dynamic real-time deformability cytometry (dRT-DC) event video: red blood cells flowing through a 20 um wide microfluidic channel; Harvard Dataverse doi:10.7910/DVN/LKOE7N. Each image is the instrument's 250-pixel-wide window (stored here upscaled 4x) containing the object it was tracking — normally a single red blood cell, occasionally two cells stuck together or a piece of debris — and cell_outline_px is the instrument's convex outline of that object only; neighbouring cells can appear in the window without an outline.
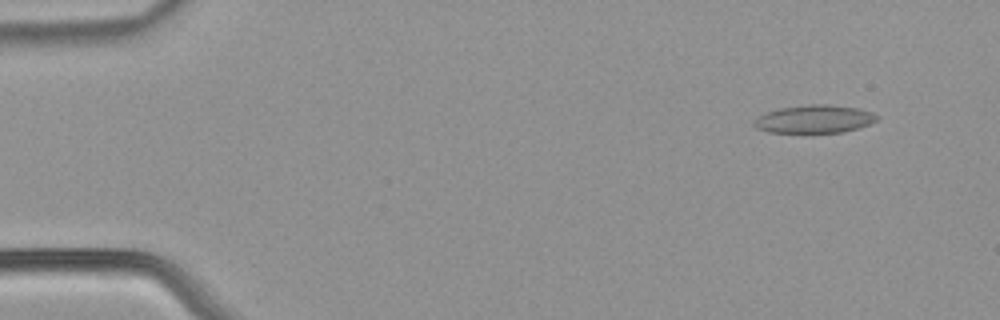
{"species": "common noctule bat (a hibernating species)", "species_latin": "Nyctalus noctula", "temperature_condition": "warm", "stored_images_in_passage": 55, "camera_frame_rate_fps": 3000, "um_per_image_px": 0.085, "animal": {"sex": "male", "body_mass_g": 21.5, "forearm_length_mm": 52.0}, "frame": {"image": 1, "passage_image": 5, "time_ms": 1.333, "image_size_px": [1000, 320], "cell_outline_px": [[880, 116], [876, 120], [868, 124], [844, 132], [808, 136], [768, 132], [756, 128], [752, 124], [752, 120], [768, 112], [780, 108], [812, 104], [828, 104], [856, 108], [872, 112]], "centroid_in_image_um": [69.17, 10.18], "position_along_channel_um": 15.8, "area_um2": 20.92}}
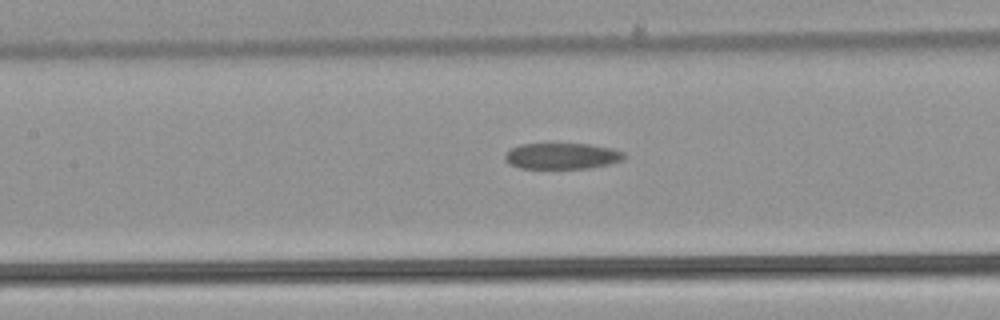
{"frame": {"image": 2, "passage_image": 26, "time_ms": 8.333, "image_size_px": [1000, 320], "cell_outline_px": [[624, 160], [608, 164], [588, 168], [520, 168], [508, 164], [504, 160], [504, 156], [512, 148], [520, 144], [588, 144], [612, 148], [624, 152]], "centroid_in_image_um": [47.76, 13.26], "position_along_channel_um": 159.6, "area_um2": 18.03}}
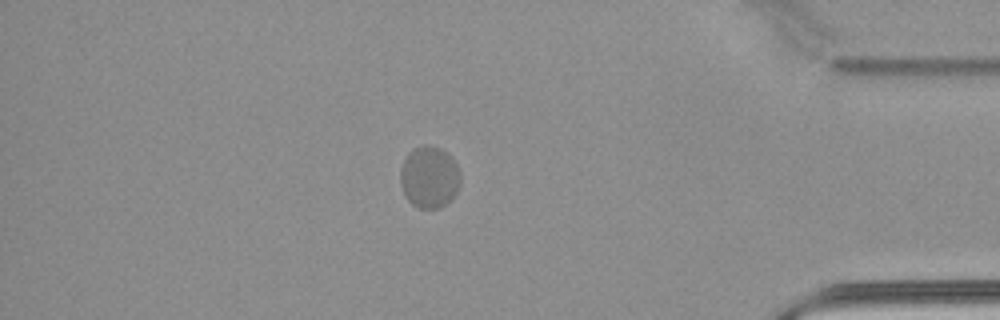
{"frame": {"image": 3, "passage_image": 48, "time_ms": 15.667, "image_size_px": [1000, 320], "cell_outline_px": [[460, 184], [456, 192], [440, 208], [416, 208], [404, 196], [400, 184], [400, 168], [408, 152], [412, 148], [424, 144], [432, 144], [440, 148], [456, 164], [460, 172]], "centroid_in_image_um": [36.45, 15.04], "position_along_channel_um": 398.8, "area_um2": 21.73}}